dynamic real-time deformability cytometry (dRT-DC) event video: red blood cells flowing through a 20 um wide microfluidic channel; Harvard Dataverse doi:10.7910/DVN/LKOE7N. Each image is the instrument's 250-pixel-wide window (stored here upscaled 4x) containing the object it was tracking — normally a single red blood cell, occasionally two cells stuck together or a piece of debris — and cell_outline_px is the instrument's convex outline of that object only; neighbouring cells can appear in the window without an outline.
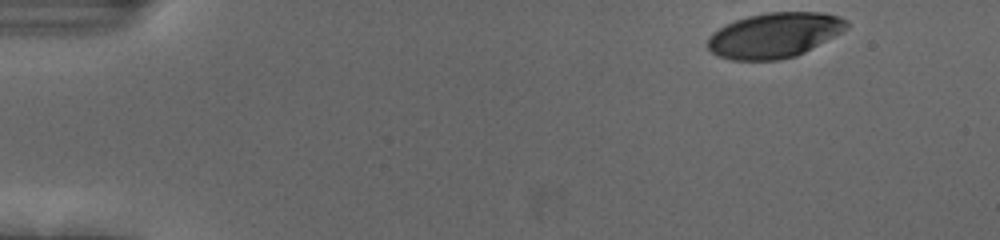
{"species": "human", "species_latin": "Homo sapiens", "temperature_condition": "cold", "stored_images_in_passage": 51, "camera_frame_rate_fps": 3000, "um_per_image_px": 0.085, "donor": {"sex": "female"}, "frame": {"image": 1, "passage_image": 1, "time_ms": 0.0, "image_size_px": [1000, 240], "cell_outline_px": [[848, 28], [804, 52], [796, 56], [780, 60], [732, 60], [720, 56], [712, 52], [708, 48], [708, 36], [712, 32], [736, 20], [748, 16], [768, 12], [824, 12], [840, 16], [848, 20]], "centroid_in_image_um": [65.84, 2.98], "position_along_channel_um": 19.2, "area_um2": 36.36}}
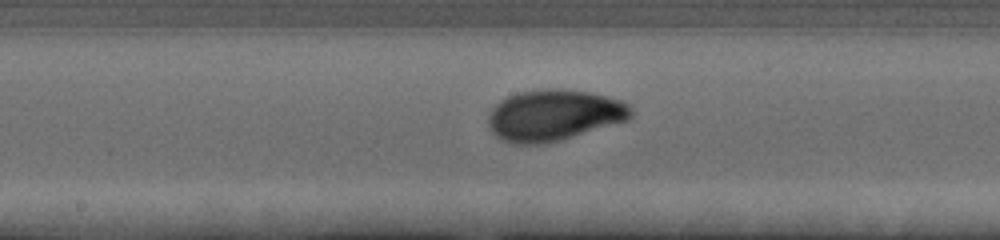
{"frame": {"image": 2, "passage_image": 25, "time_ms": 8.0, "image_size_px": [1000, 240], "cell_outline_px": [[632, 116], [628, 120], [560, 140], [540, 144], [512, 144], [500, 140], [492, 132], [488, 124], [488, 116], [492, 108], [500, 100], [508, 96], [520, 92], [544, 88], [560, 88], [592, 92], [620, 100], [628, 104], [632, 108]], "centroid_in_image_um": [47.07, 9.79], "position_along_channel_um": 201.1, "area_um2": 42.77}}
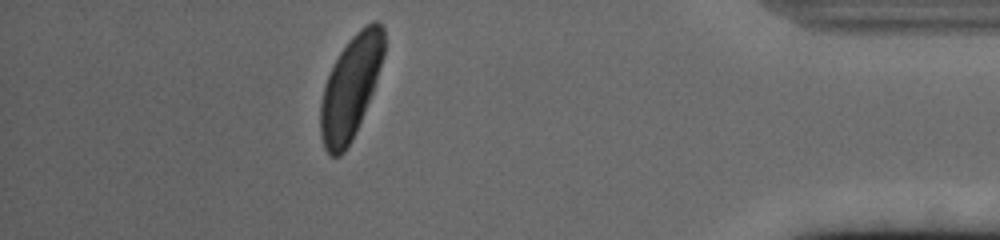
{"frame": {"image": 3, "passage_image": 45, "time_ms": 14.667, "image_size_px": [1000, 240], "cell_outline_px": [[384, 52], [376, 80], [372, 92], [352, 140], [344, 152], [340, 156], [332, 156], [324, 148], [320, 136], [320, 100], [324, 84], [332, 64], [348, 40], [360, 28], [372, 20], [376, 20], [384, 28]], "centroid_in_image_um": [29.77, 7.41], "position_along_channel_um": 405.4, "area_um2": 37.92}, "authors_computed_cell_mechanics": {"area_um2": 39.2462, "velocity_mm_per_s": 3.6671, "shape_relaxation_time_tau1_ms": 2.9986, "shape_relaxation_time_tau2_ms": null, "deformation_change_tau1": 0.1671, "deformation_change_tau2": null}}